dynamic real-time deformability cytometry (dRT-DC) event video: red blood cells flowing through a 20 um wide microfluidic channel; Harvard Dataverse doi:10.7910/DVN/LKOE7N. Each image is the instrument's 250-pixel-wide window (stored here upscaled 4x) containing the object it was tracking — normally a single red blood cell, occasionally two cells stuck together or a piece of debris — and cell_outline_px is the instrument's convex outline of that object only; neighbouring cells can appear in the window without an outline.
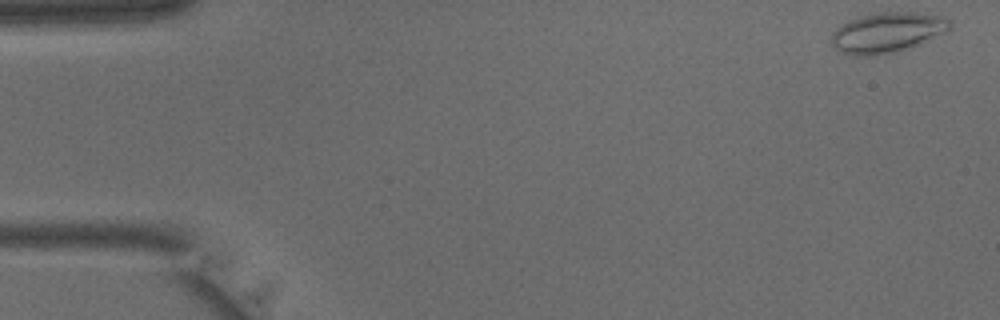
{"species": "common noctule bat (a hibernating species)", "species_latin": "Nyctalus noctula", "temperature_condition": "warm", "stored_images_in_passage": 11, "camera_frame_rate_fps": 3000, "um_per_image_px": 0.085, "animal": {"sex": "male", "body_mass_g": 15.6}, "frame": {"image": 1, "passage_image": 1, "time_ms": 0.0, "image_size_px": [1000, 320], "cell_outline_px": [[952, 28], [948, 32], [908, 48], [896, 52], [872, 56], [852, 56], [840, 52], [828, 40], [832, 32], [840, 24], [856, 16], [872, 12], [908, 12], [944, 16], [952, 20]], "centroid_in_image_um": [75.39, 2.76], "position_along_channel_um": 9.6, "area_um2": 28.5}}